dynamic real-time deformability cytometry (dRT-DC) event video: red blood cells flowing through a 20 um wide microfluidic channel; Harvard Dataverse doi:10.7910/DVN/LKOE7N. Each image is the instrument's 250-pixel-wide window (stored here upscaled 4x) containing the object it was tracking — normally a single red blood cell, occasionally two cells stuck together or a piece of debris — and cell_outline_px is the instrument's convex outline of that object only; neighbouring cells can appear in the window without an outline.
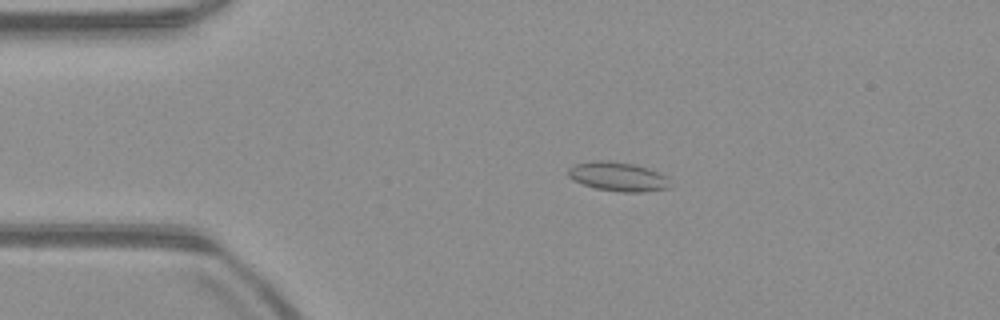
{"species": "common noctule bat (a hibernating species)", "species_latin": "Nyctalus noctula", "temperature_condition": "warm", "stored_images_in_passage": 53, "camera_frame_rate_fps": 3000, "um_per_image_px": 0.085, "animal": {"sex": "male", "body_mass_g": 23.1, "forearm_length_mm": 52.7}, "frame": {"image": 1, "passage_image": 11, "time_ms": 3.333, "image_size_px": [1000, 320], "cell_outline_px": [[672, 188], [644, 192], [620, 192], [596, 188], [572, 180], [568, 176], [568, 168], [576, 164], [596, 160], [608, 160], [636, 164], [648, 168], [664, 176]], "centroid_in_image_um": [52.51, 15.01], "position_along_channel_um": 32.5, "area_um2": 17.28}}
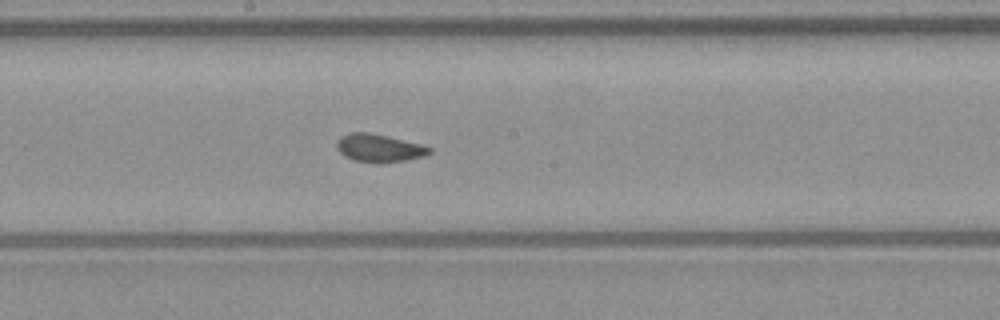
{"frame": {"image": 2, "passage_image": 28, "time_ms": 9.0, "image_size_px": [1000, 320], "cell_outline_px": [[432, 152], [424, 156], [404, 160], [356, 160], [344, 156], [336, 148], [336, 144], [340, 136], [348, 132], [368, 132], [388, 136], [420, 144], [432, 148]], "centroid_in_image_um": [32.2, 12.53], "position_along_channel_um": 216.0, "area_um2": 14.45}}
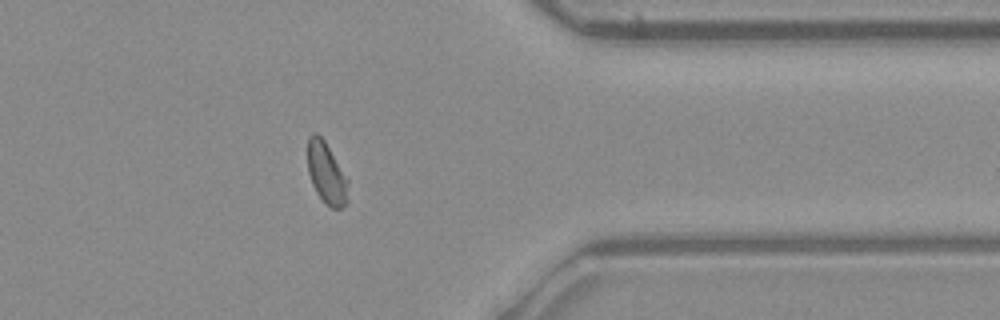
{"frame": {"image": 3, "passage_image": 42, "time_ms": 13.667, "image_size_px": [1000, 320], "cell_outline_px": [[348, 200], [340, 208], [332, 208], [324, 204], [316, 192], [312, 184], [308, 172], [308, 136], [312, 132], [316, 132], [324, 140], [348, 180]], "centroid_in_image_um": [27.73, 14.73], "position_along_channel_um": 383.7, "area_um2": 14.45}, "authors_computed_cell_mechanics": {"area_um2": 15.1436, "velocity_mm_per_s": 3.9391, "shape_relaxation_time_tau1_ms": 4.6422, "shape_relaxation_time_tau2_ms": 1.309, "deformation_change_tau1": 0.1022, "deformation_change_tau2": 0.0775}}